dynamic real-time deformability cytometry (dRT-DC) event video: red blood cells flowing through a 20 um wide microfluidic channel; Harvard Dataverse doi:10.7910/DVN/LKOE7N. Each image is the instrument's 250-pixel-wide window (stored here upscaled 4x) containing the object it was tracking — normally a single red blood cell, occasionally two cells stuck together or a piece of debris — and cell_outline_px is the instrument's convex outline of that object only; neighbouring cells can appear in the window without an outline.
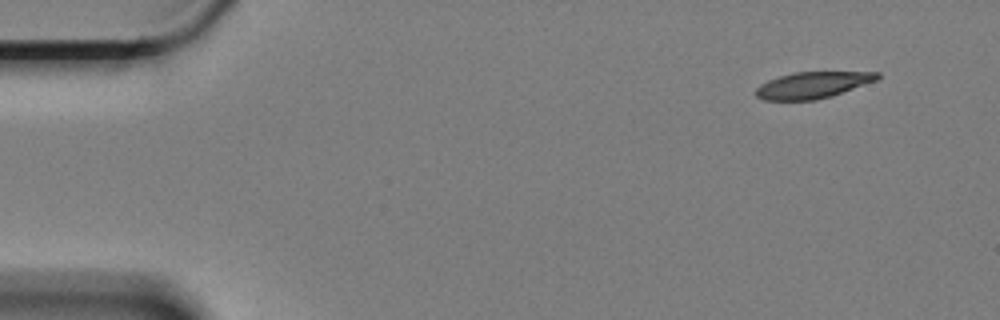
{"species": "Egyptian fruit bat (a non-hibernating species)", "species_latin": "Rousettus aegyptiacus", "temperature_condition": "cold", "stored_images_in_passage": 56, "camera_frame_rate_fps": 3000, "um_per_image_px": 0.085, "animal": {"sex": "female"}, "frame": {"image": 1, "passage_image": 1, "time_ms": 0.0, "image_size_px": [1000, 320], "cell_outline_px": [[880, 80], [832, 96], [816, 100], [764, 100], [756, 96], [752, 92], [760, 84], [768, 80], [792, 72], [880, 72]], "centroid_in_image_um": [69.09, 7.23], "position_along_channel_um": 15.9, "area_um2": 19.02}}
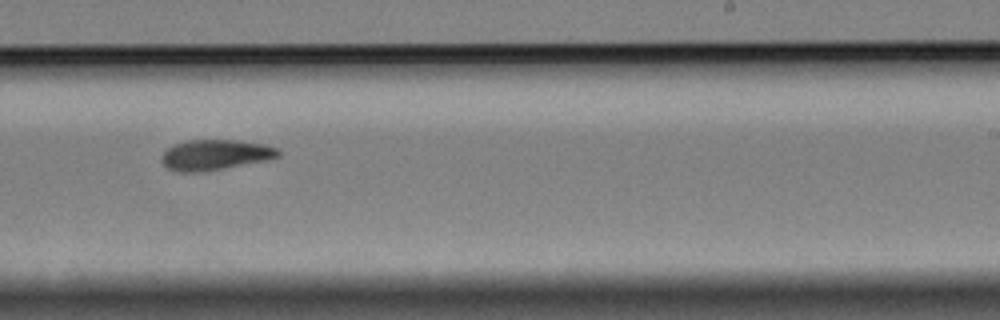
{"frame": {"image": 2, "passage_image": 33, "time_ms": 10.667, "image_size_px": [1000, 320], "cell_outline_px": [[280, 156], [264, 160], [204, 172], [176, 172], [168, 168], [160, 160], [160, 156], [172, 144], [188, 140], [236, 140], [264, 144], [276, 148], [280, 152]], "centroid_in_image_um": [18.23, 13.16], "position_along_channel_um": 270.8, "area_um2": 20.63}}
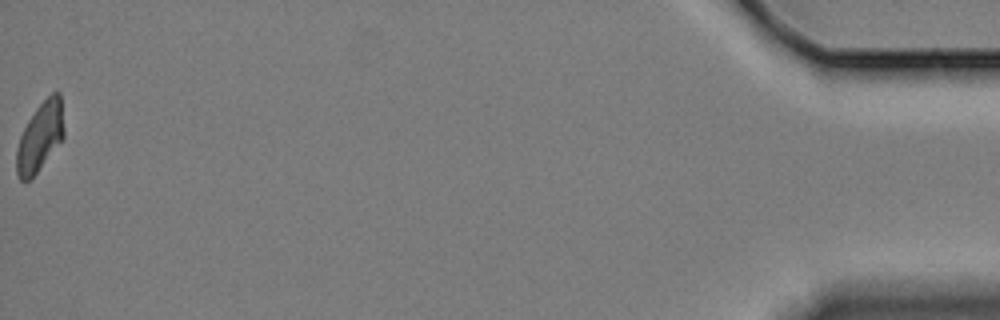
{"frame": {"image": 3, "passage_image": 56, "time_ms": 18.333, "image_size_px": [1000, 320], "cell_outline_px": [[64, 136], [36, 172], [24, 184], [20, 180], [16, 172], [16, 152], [20, 136], [28, 120], [36, 108], [52, 92], [60, 92], [64, 128]], "centroid_in_image_um": [3.39, 11.62], "position_along_channel_um": 431.8, "area_um2": 18.73}, "authors_computed_cell_mechanics": {"area_um2": 20.5768, "velocity_mm_per_s": 3.3392, "shape_relaxation_time_tau1_ms": 5.2579, "shape_relaxation_time_tau2_ms": 3.7163, "deformation_change_tau1": 0.1433, "deformation_change_tau2": 0.0744}}